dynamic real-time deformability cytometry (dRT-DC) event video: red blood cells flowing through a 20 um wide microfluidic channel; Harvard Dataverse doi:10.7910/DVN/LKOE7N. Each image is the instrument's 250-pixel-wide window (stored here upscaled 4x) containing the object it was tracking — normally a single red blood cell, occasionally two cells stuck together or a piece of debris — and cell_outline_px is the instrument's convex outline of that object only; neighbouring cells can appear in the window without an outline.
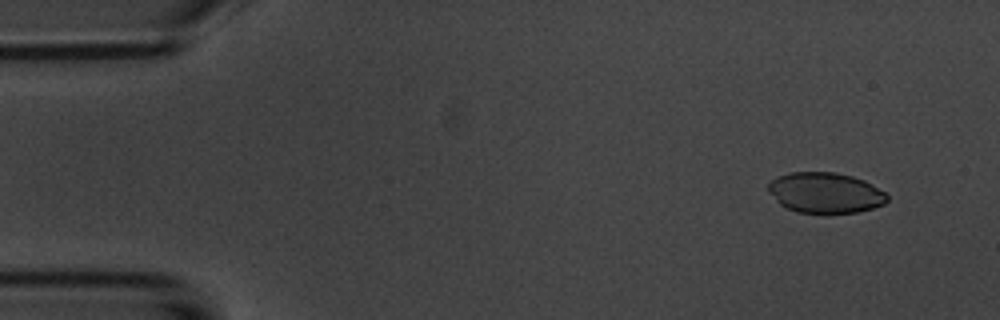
{"species": "common noctule bat (a hibernating species)", "species_latin": "Nyctalus noctula", "temperature_condition": "room temperature", "stored_images_in_passage": 52, "camera_frame_rate_fps": 3000, "um_per_image_px": 0.085, "animal": {"sex": "male", "body_mass_g": 20.1, "forearm_length_mm": 53.5}, "frame": {"image": 1, "passage_image": 3, "time_ms": 0.667, "image_size_px": [1000, 320], "cell_outline_px": [[888, 200], [884, 204], [872, 208], [856, 212], [796, 212], [780, 204], [768, 192], [768, 184], [776, 176], [788, 172], [836, 172], [852, 176], [864, 180], [872, 184], [884, 192], [888, 196]], "centroid_in_image_um": [70.13, 16.36], "position_along_channel_um": 14.9, "area_um2": 27.98}}
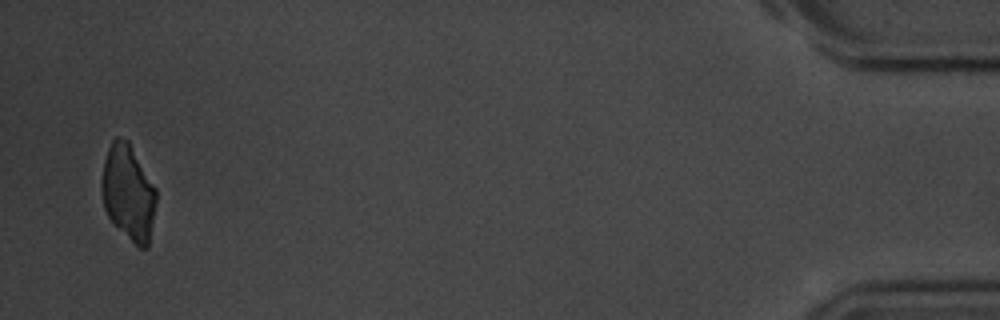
{"frame": {"image": 2, "passage_image": 51, "time_ms": 16.667, "image_size_px": [1000, 320], "cell_outline_px": [[156, 204], [148, 248], [140, 248], [108, 216], [104, 208], [100, 188], [100, 180], [104, 160], [108, 148], [112, 140], [116, 136], [120, 136], [128, 140], [156, 188]], "centroid_in_image_um": [10.89, 16.31], "position_along_channel_um": 424.3, "area_um2": 30.29}}